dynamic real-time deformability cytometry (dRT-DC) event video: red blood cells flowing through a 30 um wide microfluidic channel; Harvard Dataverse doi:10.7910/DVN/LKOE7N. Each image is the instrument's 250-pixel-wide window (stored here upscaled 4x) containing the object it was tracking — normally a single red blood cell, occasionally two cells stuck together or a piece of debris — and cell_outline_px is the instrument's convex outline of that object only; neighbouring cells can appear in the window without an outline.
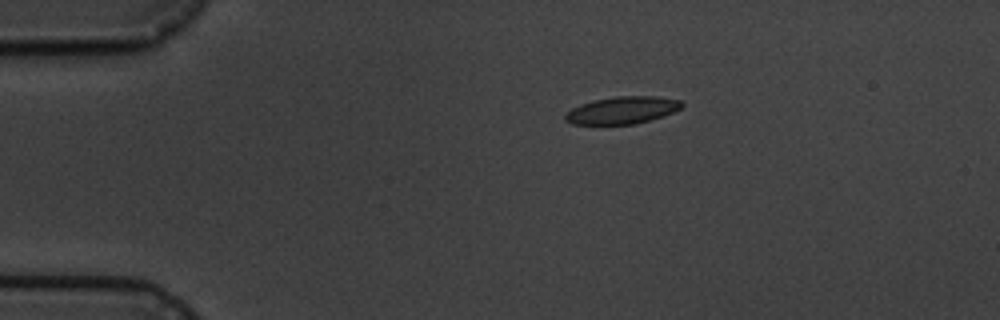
{"species": "common noctule bat (a hibernating species)", "species_latin": "Nyctalus noctula", "temperature_condition": "cold", "stored_images_in_passage": 6, "camera_frame_rate_fps": 3000, "um_per_image_px": 0.085, "animal": {"sex": "male", "body_mass_g": 19.5, "forearm_length_mm": 54.6}, "frame": {"image": 1, "passage_image": 1, "time_ms": 0.0, "image_size_px": [1000, 320], "cell_outline_px": [[684, 104], [680, 108], [664, 116], [636, 124], [572, 124], [564, 120], [564, 116], [572, 108], [580, 104], [592, 100], [616, 96], [656, 96], [680, 100]], "centroid_in_image_um": [52.88, 9.36], "position_along_channel_um": 32.1, "area_um2": 18.55}}
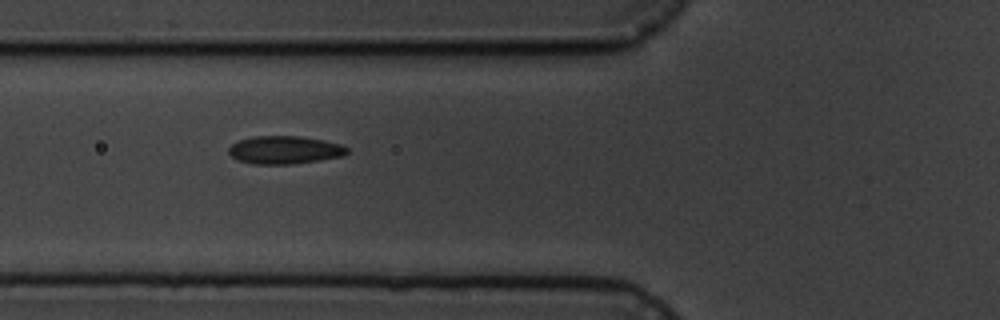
{"frame": {"image": 2, "passage_image": 4, "time_ms": 3.333, "image_size_px": [1000, 320], "cell_outline_px": [[348, 152], [344, 156], [320, 160], [292, 164], [252, 164], [236, 160], [228, 152], [228, 148], [232, 144], [240, 140], [252, 136], [300, 136], [324, 140], [340, 144], [348, 148]], "centroid_in_image_um": [24.19, 12.75], "position_along_channel_um": 101.6, "area_um2": 19.42}}
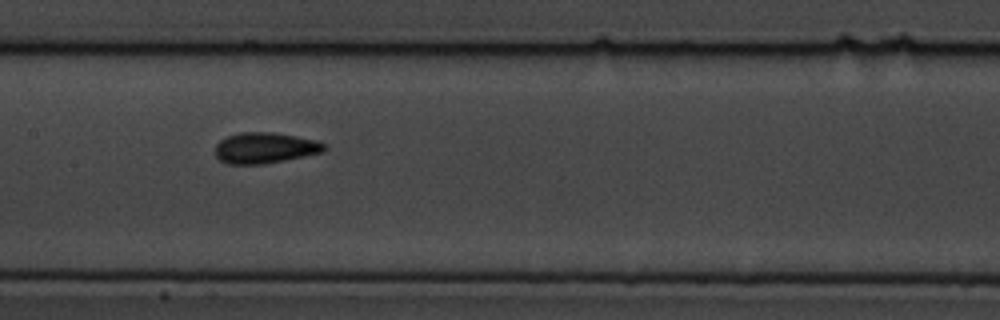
{"frame": {"image": 3, "passage_image": 6, "time_ms": 5.667, "image_size_px": [1000, 320], "cell_outline_px": [[328, 148], [324, 152], [264, 164], [228, 164], [220, 160], [216, 156], [216, 144], [220, 140], [228, 136], [240, 132], [272, 132], [320, 140], [328, 144]], "centroid_in_image_um": [22.58, 12.56], "position_along_channel_um": 184.8, "area_um2": 19.83}}